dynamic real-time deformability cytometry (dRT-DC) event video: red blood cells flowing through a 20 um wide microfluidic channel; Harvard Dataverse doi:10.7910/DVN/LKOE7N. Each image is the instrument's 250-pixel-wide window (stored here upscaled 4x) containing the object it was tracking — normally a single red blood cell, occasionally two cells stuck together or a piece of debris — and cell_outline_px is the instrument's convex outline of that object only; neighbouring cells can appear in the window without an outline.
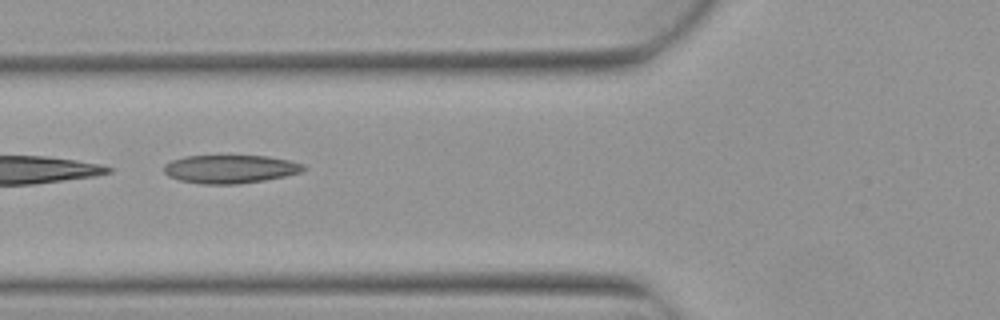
{"species": "Egyptian fruit bat (a non-hibernating species)", "species_latin": "Rousettus aegyptiacus", "temperature_condition": "warm", "stored_images_in_passage": 5, "camera_frame_rate_fps": 3000, "um_per_image_px": 0.085, "animal": {"sex": "female"}, "frame": {"image": 1, "passage_image": 4, "time_ms": 1.0, "image_size_px": [1000, 320], "cell_outline_px": [[308, 168], [300, 172], [284, 176], [264, 180], [240, 184], [200, 184], [180, 180], [168, 176], [164, 172], [164, 164], [172, 160], [184, 156], [268, 156], [292, 160], [304, 164]], "centroid_in_image_um": [19.58, 14.37], "position_along_channel_um": 106.2, "area_um2": 23.18}}
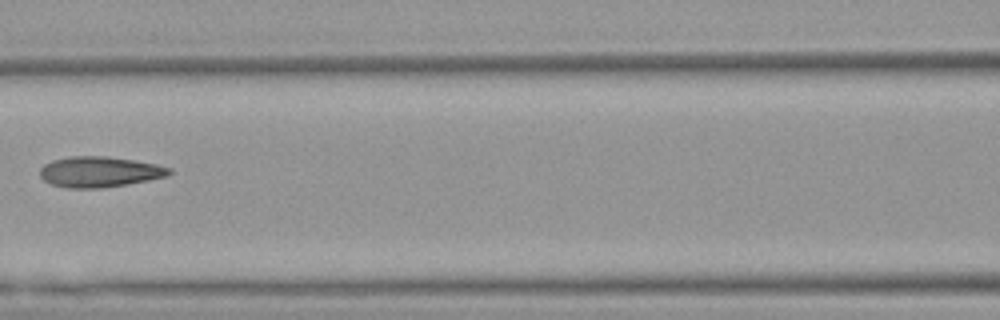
{"frame": {"image": 2, "passage_image": 5, "time_ms": 1.333, "image_size_px": [1000, 320], "cell_outline_px": [[172, 172], [168, 176], [148, 180], [100, 188], [68, 188], [52, 184], [44, 180], [40, 176], [40, 168], [44, 164], [52, 160], [68, 156], [108, 156], [156, 164], [172, 168]], "centroid_in_image_um": [8.45, 14.59], "position_along_channel_um": 158.2, "area_um2": 23.0}}